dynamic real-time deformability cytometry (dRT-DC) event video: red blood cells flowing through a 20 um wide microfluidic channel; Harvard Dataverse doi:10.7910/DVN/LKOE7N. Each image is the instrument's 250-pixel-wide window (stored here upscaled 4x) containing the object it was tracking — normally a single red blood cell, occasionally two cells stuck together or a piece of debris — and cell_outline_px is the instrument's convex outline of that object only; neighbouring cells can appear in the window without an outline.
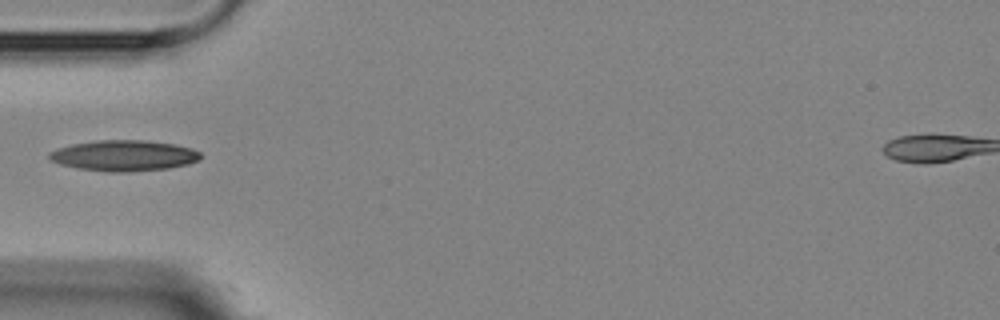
{"species": "Egyptian fruit bat (a non-hibernating species)", "species_latin": "Rousettus aegyptiacus", "temperature_condition": "room temperature", "stored_images_in_passage": 2, "camera_frame_rate_fps": 3000, "um_per_image_px": 0.085, "animal": {"sex": "female"}, "frame": {"image": 1, "passage_image": 1, "time_ms": 0.0, "image_size_px": [1000, 320], "cell_outline_px": [[200, 160], [188, 164], [168, 168], [128, 172], [108, 172], [76, 168], [60, 164], [52, 160], [48, 156], [48, 152], [72, 144], [96, 140], [144, 140], [176, 144], [192, 148], [200, 152]], "centroid_in_image_um": [10.55, 13.22], "position_along_channel_um": 74.4, "area_um2": 27.22}}
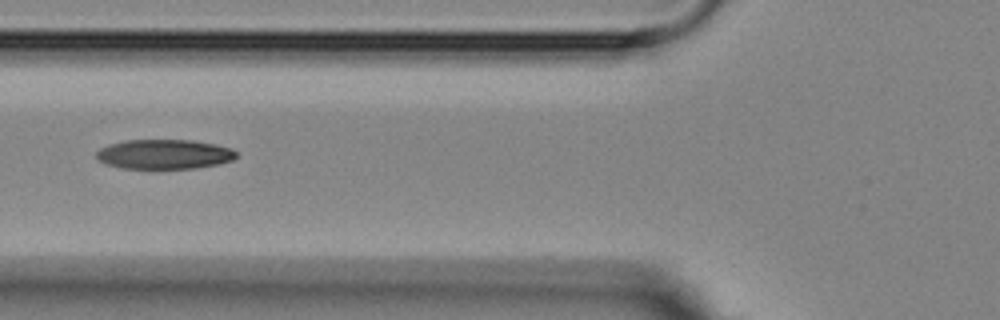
{"frame": {"image": 2, "passage_image": 2, "time_ms": 1.0, "image_size_px": [1000, 320], "cell_outline_px": [[236, 156], [232, 160], [220, 164], [196, 168], [120, 168], [104, 164], [96, 156], [96, 152], [100, 148], [108, 144], [124, 140], [192, 140], [216, 144], [232, 148], [236, 152]], "centroid_in_image_um": [13.95, 13.1], "position_along_channel_um": 111.8, "area_um2": 24.28}}